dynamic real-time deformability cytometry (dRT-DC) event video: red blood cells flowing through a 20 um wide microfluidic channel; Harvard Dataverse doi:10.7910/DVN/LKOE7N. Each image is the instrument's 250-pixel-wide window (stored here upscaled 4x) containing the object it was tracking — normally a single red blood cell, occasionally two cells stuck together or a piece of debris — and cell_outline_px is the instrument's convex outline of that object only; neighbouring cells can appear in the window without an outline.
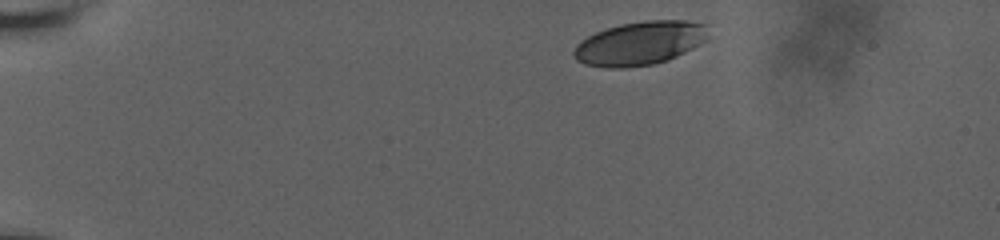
{"species": "human", "species_latin": "Homo sapiens", "temperature_condition": "room temperature", "stored_images_in_passage": 7, "camera_frame_rate_fps": 3000, "um_per_image_px": 0.085, "donor": {"sex": "male"}, "frame": {"image": 1, "passage_image": 1, "time_ms": 0.0, "image_size_px": [1000, 240], "cell_outline_px": [[708, 40], [668, 60], [652, 64], [624, 68], [604, 68], [584, 64], [576, 60], [572, 56], [572, 52], [576, 44], [580, 40], [596, 32], [620, 24], [644, 20], [688, 20], [708, 24]], "centroid_in_image_um": [54.38, 3.67], "position_along_channel_um": 30.6, "area_um2": 34.62}}
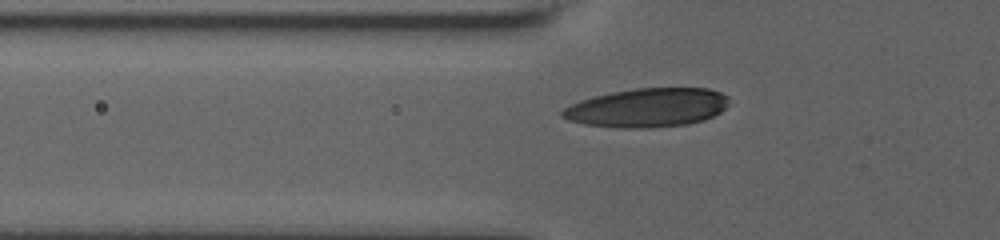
{"frame": {"image": 2, "passage_image": 6, "time_ms": 3.667, "image_size_px": [1000, 240], "cell_outline_px": [[728, 104], [720, 112], [704, 120], [688, 124], [652, 128], [616, 128], [584, 124], [568, 120], [560, 116], [560, 112], [564, 108], [580, 100], [592, 96], [612, 92], [636, 88], [708, 88], [720, 92], [728, 96]], "centroid_in_image_um": [55.0, 9.16], "position_along_channel_um": 70.8, "area_um2": 37.97}}